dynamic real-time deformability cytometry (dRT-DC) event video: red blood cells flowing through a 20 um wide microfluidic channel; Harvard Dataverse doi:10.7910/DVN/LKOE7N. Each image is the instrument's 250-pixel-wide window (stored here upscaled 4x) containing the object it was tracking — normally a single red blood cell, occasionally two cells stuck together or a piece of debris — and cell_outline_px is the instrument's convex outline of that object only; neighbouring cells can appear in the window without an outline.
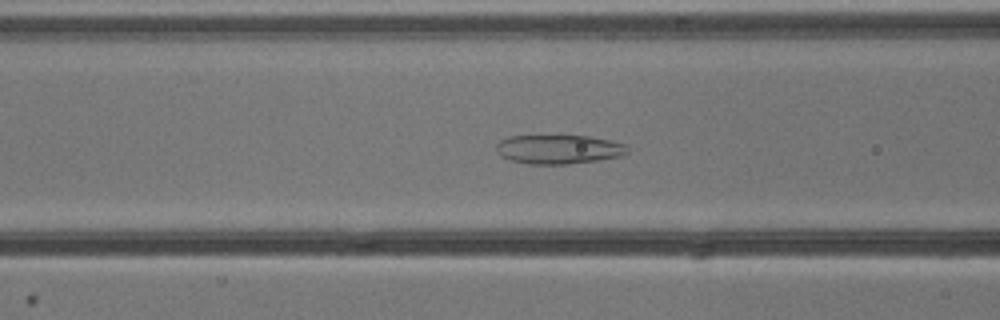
{"species": "common noctule bat (a hibernating species)", "species_latin": "Nyctalus noctula", "temperature_condition": "cold", "stored_images_in_passage": 47, "camera_frame_rate_fps": 3000, "um_per_image_px": 0.085, "animal": {"sex": "male", "body_mass_g": 13.3}, "frame": {"image": 1, "passage_image": 15, "time_ms": 4.667, "image_size_px": [1000, 320], "cell_outline_px": [[628, 152], [624, 156], [600, 160], [568, 164], [528, 164], [508, 160], [500, 156], [496, 152], [496, 144], [500, 140], [508, 136], [588, 136], [608, 140], [624, 144], [628, 148]], "centroid_in_image_um": [47.46, 12.7], "position_along_channel_um": 119.1, "area_um2": 22.43}}
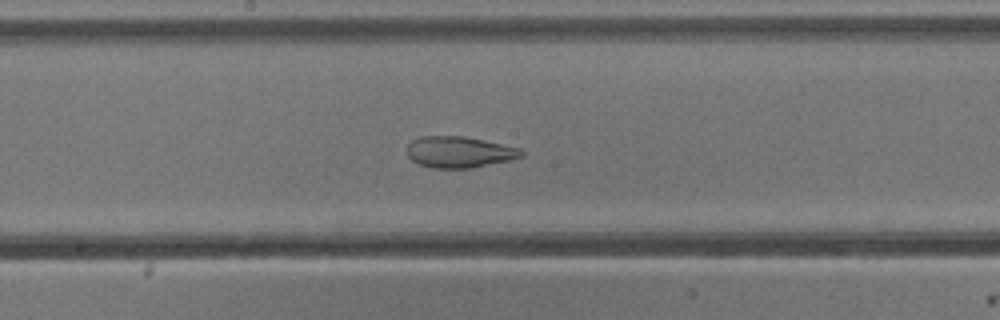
{"frame": {"image": 2, "passage_image": 22, "time_ms": 7.0, "image_size_px": [1000, 320], "cell_outline_px": [[524, 156], [508, 160], [472, 168], [432, 168], [420, 164], [412, 160], [408, 156], [408, 144], [412, 140], [420, 136], [464, 136], [484, 140], [520, 148], [524, 152]], "centroid_in_image_um": [39.04, 12.92], "position_along_channel_um": 209.2, "area_um2": 20.75}}
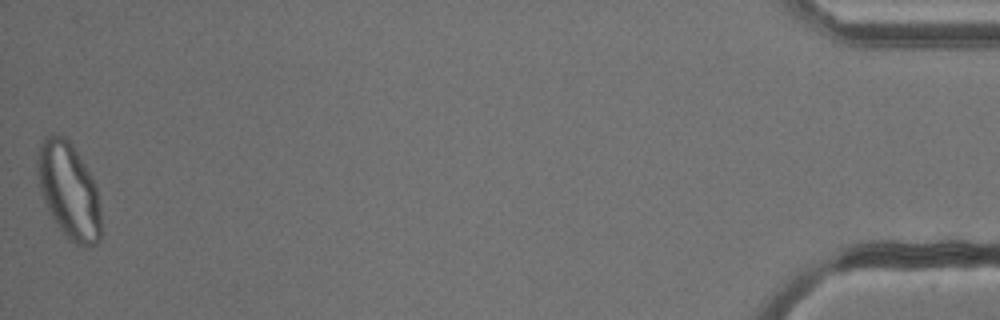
{"frame": {"image": 3, "passage_image": 47, "time_ms": 15.333, "image_size_px": [1000, 320], "cell_outline_px": [[100, 240], [96, 244], [88, 248], [80, 248], [68, 240], [52, 216], [44, 200], [40, 188], [36, 172], [36, 160], [40, 144], [44, 136], [52, 132], [64, 136], [72, 144], [84, 164], [96, 188], [100, 208]], "centroid_in_image_um": [5.83, 16.21], "position_along_channel_um": 429.4, "area_um2": 35.66}, "authors_computed_cell_mechanics": {"area_um2": 28.7266, "velocity_mm_per_s": 3.8506, "shape_relaxation_time_tau1_ms": null, "shape_relaxation_time_tau2_ms": 1.6665, "deformation_change_tau1": null, "deformation_change_tau2": 0.086}}